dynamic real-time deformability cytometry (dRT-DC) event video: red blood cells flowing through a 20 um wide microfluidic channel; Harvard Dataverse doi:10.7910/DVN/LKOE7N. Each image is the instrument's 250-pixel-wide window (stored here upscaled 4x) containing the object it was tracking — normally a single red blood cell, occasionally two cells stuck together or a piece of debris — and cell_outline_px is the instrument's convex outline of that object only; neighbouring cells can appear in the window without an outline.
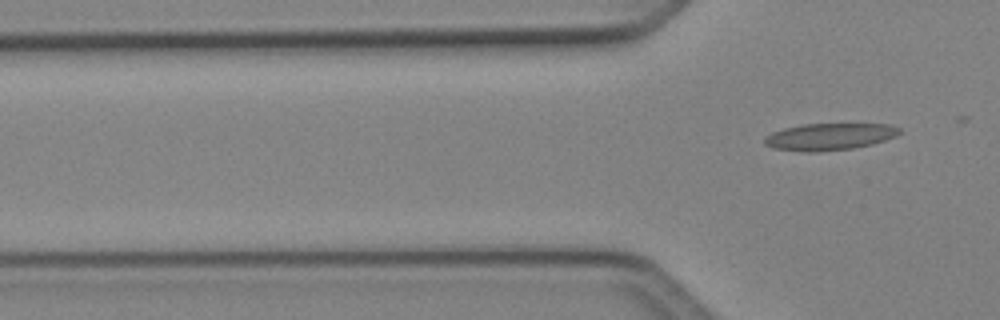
{"species": "Egyptian fruit bat (a non-hibernating species)", "species_latin": "Rousettus aegyptiacus", "temperature_condition": "cold", "stored_images_in_passage": 2, "camera_frame_rate_fps": 3000, "um_per_image_px": 0.085, "animal": {"sex": "female"}, "frame": {"image": 1, "passage_image": 2, "time_ms": 0.333, "image_size_px": [1000, 320], "cell_outline_px": [[904, 132], [896, 136], [872, 144], [852, 148], [812, 152], [772, 148], [764, 144], [764, 140], [772, 132], [784, 128], [804, 124], [892, 124], [900, 128]], "centroid_in_image_um": [70.55, 11.6], "position_along_channel_um": 55.2, "area_um2": 21.04}}